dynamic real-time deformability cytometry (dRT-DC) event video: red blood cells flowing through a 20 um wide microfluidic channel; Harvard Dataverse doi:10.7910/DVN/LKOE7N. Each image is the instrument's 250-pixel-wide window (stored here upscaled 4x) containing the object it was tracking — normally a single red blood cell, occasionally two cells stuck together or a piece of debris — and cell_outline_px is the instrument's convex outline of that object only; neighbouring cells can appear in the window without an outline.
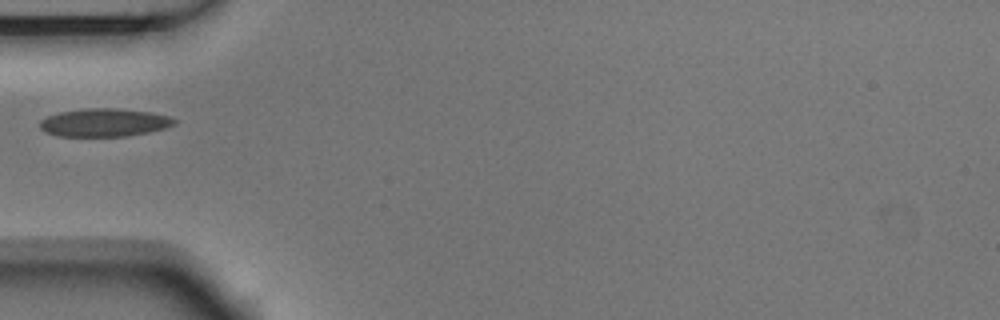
{"species": "Egyptian fruit bat (a non-hibernating species)", "species_latin": "Rousettus aegyptiacus", "temperature_condition": "room temperature", "stored_images_in_passage": 2, "camera_frame_rate_fps": 3000, "um_per_image_px": 0.085, "animal": {"sex": "male"}, "frame": {"image": 1, "passage_image": 1, "time_ms": 0.0, "image_size_px": [1000, 320], "cell_outline_px": [[176, 124], [164, 128], [148, 132], [128, 136], [60, 136], [44, 132], [40, 128], [40, 120], [48, 116], [60, 112], [84, 108], [120, 108], [148, 112], [168, 116], [176, 120]], "centroid_in_image_um": [8.84, 10.41], "position_along_channel_um": 76.2, "area_um2": 21.96}}
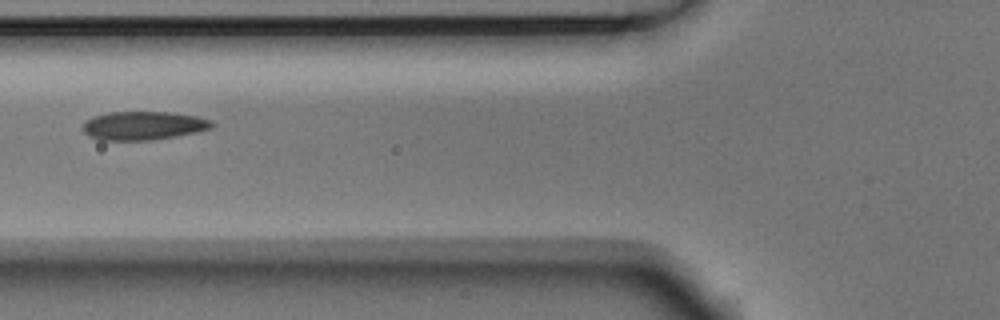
{"frame": {"image": 2, "passage_image": 2, "time_ms": 0.333, "image_size_px": [1000, 320], "cell_outline_px": [[216, 124], [212, 128], [196, 132], [176, 136], [152, 140], [100, 140], [88, 136], [84, 132], [84, 124], [88, 120], [96, 116], [108, 112], [172, 112], [196, 116], [212, 120]], "centroid_in_image_um": [12.24, 10.68], "position_along_channel_um": 113.6, "area_um2": 21.44}}